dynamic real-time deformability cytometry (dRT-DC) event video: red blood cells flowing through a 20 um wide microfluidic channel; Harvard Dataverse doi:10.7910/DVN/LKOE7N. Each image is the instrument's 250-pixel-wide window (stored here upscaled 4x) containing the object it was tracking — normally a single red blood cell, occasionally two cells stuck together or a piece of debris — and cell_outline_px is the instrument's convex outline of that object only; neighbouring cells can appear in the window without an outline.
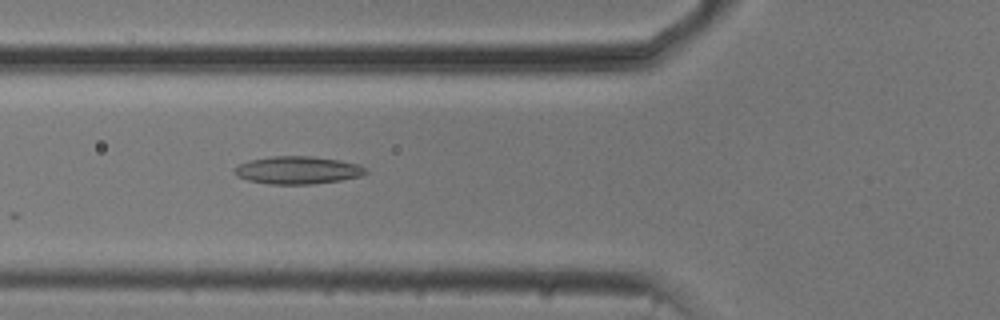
{"species": "common noctule bat (a hibernating species)", "species_latin": "Nyctalus noctula", "temperature_condition": "cold", "stored_images_in_passage": 37, "camera_frame_rate_fps": 3000, "um_per_image_px": 0.085, "animal": {"sex": "male", "body_mass_g": 20.5, "forearm_length_mm": 52.5}, "frame": {"image": 1, "passage_image": 3, "time_ms": 0.667, "image_size_px": [1000, 320], "cell_outline_px": [[368, 172], [360, 176], [340, 180], [312, 184], [268, 184], [248, 180], [236, 176], [232, 168], [240, 164], [252, 160], [272, 156], [312, 156], [340, 160], [360, 164]], "centroid_in_image_um": [25.29, 14.46], "position_along_channel_um": 100.5, "area_um2": 21.15}}
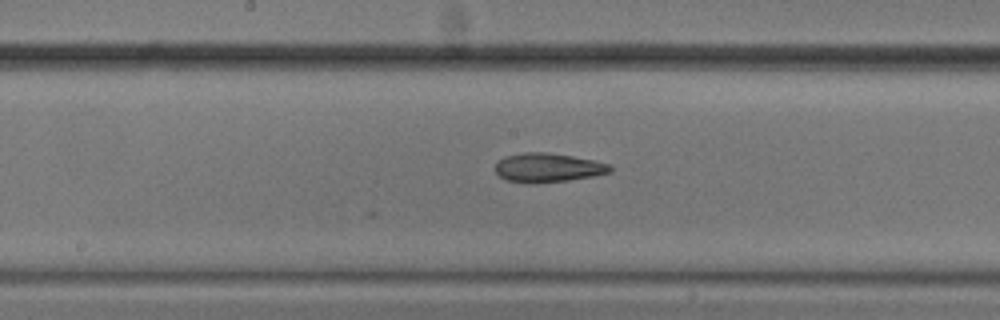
{"frame": {"image": 2, "passage_image": 11, "time_ms": 3.333, "image_size_px": [1000, 320], "cell_outline_px": [[612, 172], [592, 176], [568, 180], [532, 184], [504, 180], [492, 168], [496, 160], [504, 156], [524, 152], [548, 152], [572, 156], [612, 164]], "centroid_in_image_um": [46.51, 14.25], "position_along_channel_um": 201.7, "area_um2": 19.83}}
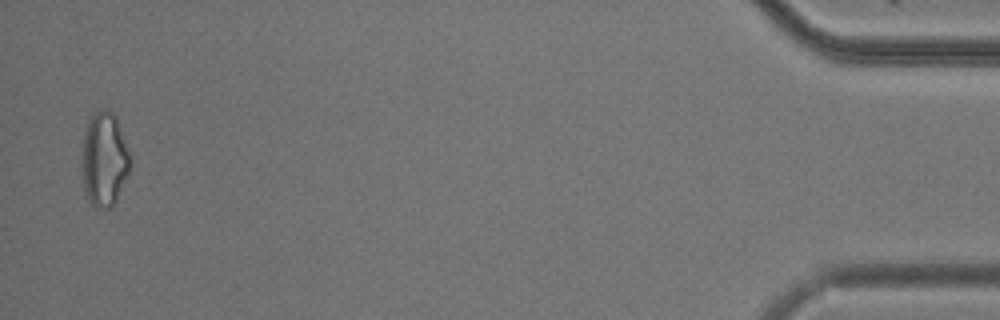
{"frame": {"image": 3, "passage_image": 36, "time_ms": 11.667, "image_size_px": [1000, 320], "cell_outline_px": [[132, 160], [128, 172], [116, 200], [112, 208], [96, 208], [88, 200], [84, 192], [80, 172], [80, 160], [84, 132], [88, 120], [92, 112], [104, 108], [112, 112], [116, 116]], "centroid_in_image_um": [8.81, 13.53], "position_along_channel_um": 426.4, "area_um2": 27.22}}